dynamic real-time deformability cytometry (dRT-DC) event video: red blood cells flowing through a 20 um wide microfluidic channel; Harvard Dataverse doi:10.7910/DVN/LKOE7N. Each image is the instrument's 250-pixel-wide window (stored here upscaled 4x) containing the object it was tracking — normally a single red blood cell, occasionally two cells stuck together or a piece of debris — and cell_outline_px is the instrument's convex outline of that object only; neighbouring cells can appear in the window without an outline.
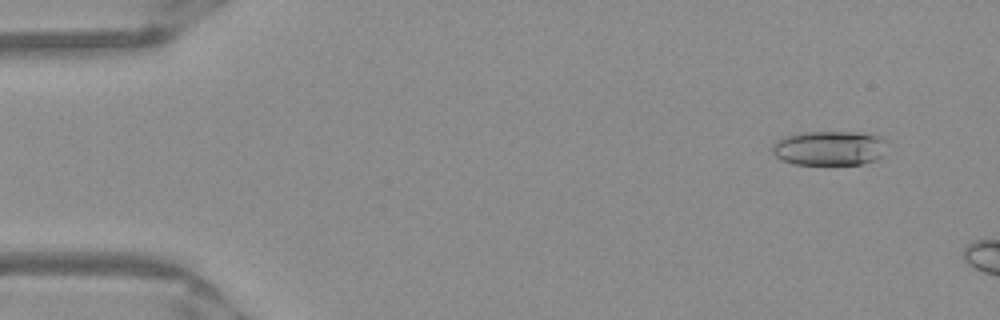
{"species": "Egyptian fruit bat (a non-hibernating species)", "species_latin": "Rousettus aegyptiacus", "temperature_condition": "warm", "stored_images_in_passage": 9, "camera_frame_rate_fps": 3000, "um_per_image_px": 0.085, "frame": {"image": 1, "passage_image": 4, "time_ms": 1.0, "image_size_px": [1000, 320], "cell_outline_px": [[888, 140], [884, 156], [876, 160], [864, 164], [796, 164], [784, 160], [776, 156], [772, 152], [772, 144], [776, 140], [784, 136], [804, 132], [860, 132], [880, 136]], "centroid_in_image_um": [70.56, 12.58], "position_along_channel_um": 14.4, "area_um2": 23.47}}